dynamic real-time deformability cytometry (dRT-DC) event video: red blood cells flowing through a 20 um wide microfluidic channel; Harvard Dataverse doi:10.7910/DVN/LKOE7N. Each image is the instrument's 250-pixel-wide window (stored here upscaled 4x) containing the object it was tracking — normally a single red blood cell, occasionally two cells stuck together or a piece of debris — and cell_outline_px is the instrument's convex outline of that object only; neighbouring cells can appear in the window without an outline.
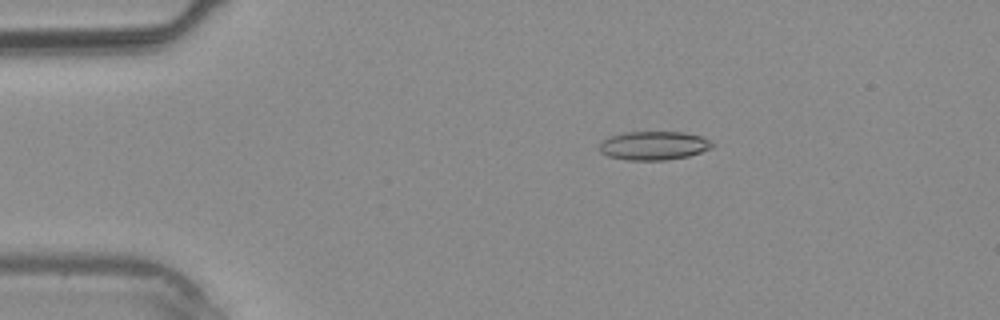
{"species": "common noctule bat (a hibernating species)", "species_latin": "Nyctalus noctula", "temperature_condition": "warm", "stored_images_in_passage": 2, "camera_frame_rate_fps": 3000, "um_per_image_px": 0.085, "animal": {"sex": "male", "body_mass_g": 20.4}, "frame": {"image": 1, "passage_image": 1, "time_ms": 0.0, "image_size_px": [1000, 320], "cell_outline_px": [[716, 144], [712, 148], [688, 156], [664, 160], [628, 160], [608, 156], [600, 152], [600, 144], [608, 136], [624, 132], [684, 132], [700, 136]], "centroid_in_image_um": [55.57, 12.37], "position_along_channel_um": 29.4, "area_um2": 18.84}}